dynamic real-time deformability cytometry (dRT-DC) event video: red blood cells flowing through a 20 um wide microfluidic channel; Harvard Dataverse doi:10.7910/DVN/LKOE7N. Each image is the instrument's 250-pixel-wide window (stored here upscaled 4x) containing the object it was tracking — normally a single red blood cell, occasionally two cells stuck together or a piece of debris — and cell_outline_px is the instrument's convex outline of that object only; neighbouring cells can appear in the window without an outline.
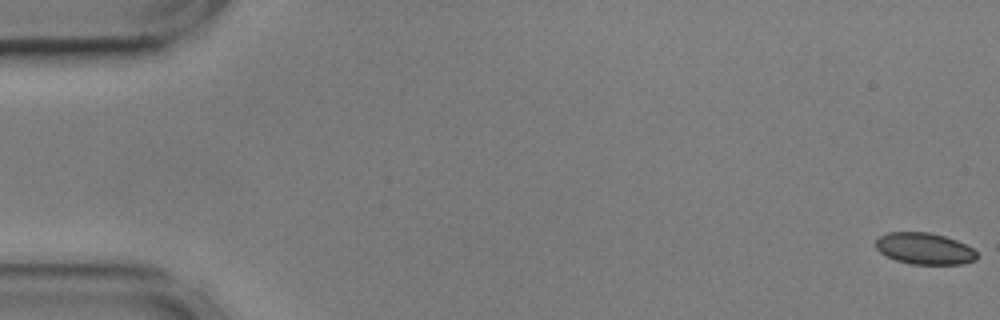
{"species": "common noctule bat (a hibernating species)", "species_latin": "Nyctalus noctula", "temperature_condition": "cold", "stored_images_in_passage": 10, "camera_frame_rate_fps": 3000, "um_per_image_px": 0.085, "animal": {"sex": "male", "body_mass_g": 17.9, "forearm_length_mm": 54.2}, "frame": {"image": 1, "passage_image": 1, "time_ms": 0.0, "image_size_px": [1000, 320], "cell_outline_px": [[976, 260], [960, 264], [912, 264], [896, 260], [880, 252], [876, 248], [876, 240], [880, 236], [888, 232], [928, 232], [944, 236], [956, 240], [972, 248], [976, 252]], "centroid_in_image_um": [78.57, 21.13], "position_along_channel_um": 6.4, "area_um2": 18.38}}